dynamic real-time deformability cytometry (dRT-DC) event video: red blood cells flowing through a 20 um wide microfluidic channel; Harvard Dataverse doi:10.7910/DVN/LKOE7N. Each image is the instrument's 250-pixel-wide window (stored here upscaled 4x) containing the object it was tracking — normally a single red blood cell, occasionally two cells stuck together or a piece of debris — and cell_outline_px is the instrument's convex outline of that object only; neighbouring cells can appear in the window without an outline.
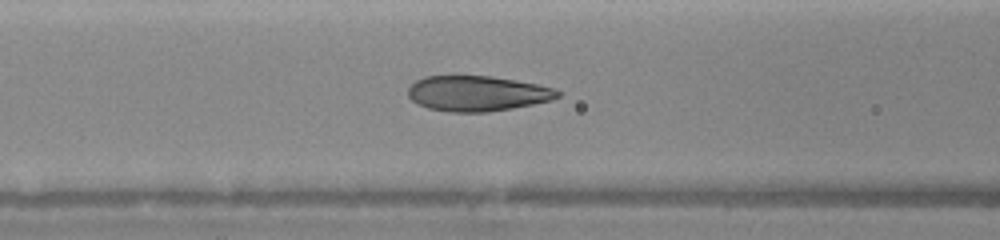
{"species": "human", "species_latin": "Homo sapiens", "temperature_condition": "warm", "stored_images_in_passage": 44, "camera_frame_rate_fps": 3000, "um_per_image_px": 0.085, "donor": {"sex": "female"}, "frame": {"image": 1, "passage_image": 8, "time_ms": 1.333, "image_size_px": [1000, 240], "cell_outline_px": [[560, 96], [552, 100], [512, 108], [488, 112], [448, 112], [428, 108], [412, 100], [408, 96], [408, 88], [416, 80], [424, 76], [492, 76], [516, 80], [556, 88], [560, 92]], "centroid_in_image_um": [40.58, 7.94], "position_along_channel_um": 126.0, "area_um2": 30.81}}
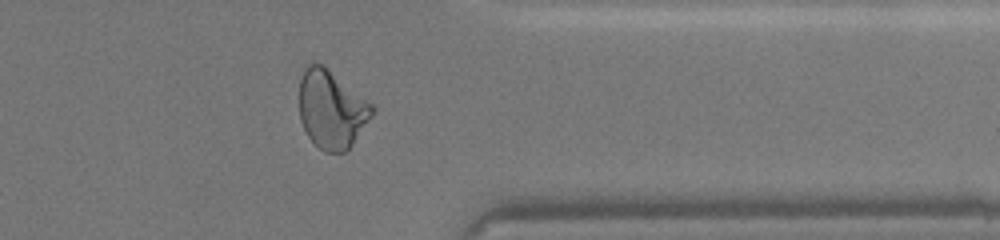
{"frame": {"image": 2, "passage_image": 34, "time_ms": 7.333, "image_size_px": [1000, 240], "cell_outline_px": [[376, 108], [372, 116], [352, 144], [344, 152], [324, 152], [308, 136], [300, 120], [300, 80], [304, 68], [312, 60], [324, 64], [372, 104]], "centroid_in_image_um": [28.17, 9.25], "position_along_channel_um": 383.2, "area_um2": 33.18}}
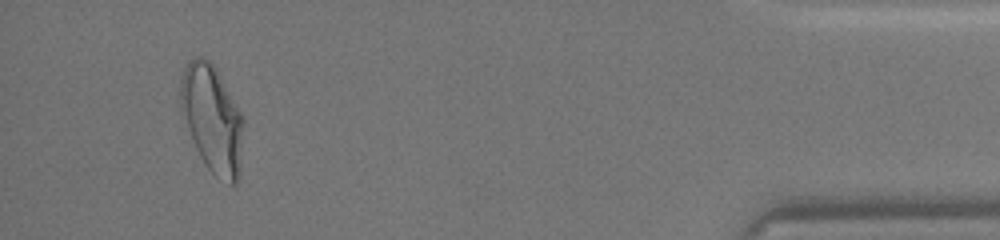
{"frame": {"image": 3, "passage_image": 41, "time_ms": 9.333, "image_size_px": [1000, 240], "cell_outline_px": [[244, 124], [240, 176], [236, 184], [228, 184], [216, 176], [204, 164], [180, 116], [180, 80], [184, 68], [188, 60], [196, 56], [200, 56], [208, 60], [216, 68], [240, 112], [244, 120]], "centroid_in_image_um": [18.02, 10.12], "position_along_channel_um": 417.2, "area_um2": 39.82}}